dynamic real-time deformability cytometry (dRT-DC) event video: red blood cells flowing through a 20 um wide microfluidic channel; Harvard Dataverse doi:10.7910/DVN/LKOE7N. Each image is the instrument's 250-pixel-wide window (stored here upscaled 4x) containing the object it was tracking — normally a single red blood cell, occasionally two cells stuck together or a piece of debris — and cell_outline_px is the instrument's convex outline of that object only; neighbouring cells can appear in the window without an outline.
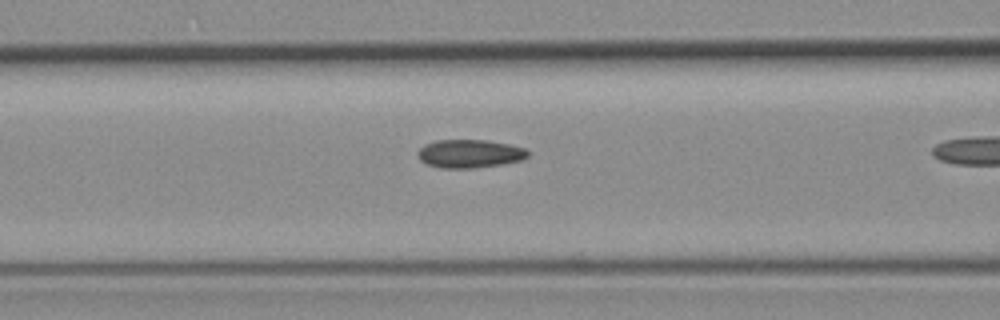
{"species": "common noctule bat (a hibernating species)", "species_latin": "Nyctalus noctula", "temperature_condition": "room temperature", "stored_images_in_passage": 10, "camera_frame_rate_fps": 3000, "um_per_image_px": 0.085, "animal": {"sex": "female", "body_mass_g": 19.3, "forearm_length_mm": 54.1}, "frame": {"image": 1, "passage_image": 9, "time_ms": 2.667, "image_size_px": [1000, 320], "cell_outline_px": [[528, 156], [520, 160], [504, 164], [476, 168], [440, 168], [428, 164], [420, 160], [416, 152], [424, 144], [436, 140], [488, 140], [508, 144], [524, 148], [528, 152]], "centroid_in_image_um": [39.89, 13.06], "position_along_channel_um": 126.7, "area_um2": 18.21}}